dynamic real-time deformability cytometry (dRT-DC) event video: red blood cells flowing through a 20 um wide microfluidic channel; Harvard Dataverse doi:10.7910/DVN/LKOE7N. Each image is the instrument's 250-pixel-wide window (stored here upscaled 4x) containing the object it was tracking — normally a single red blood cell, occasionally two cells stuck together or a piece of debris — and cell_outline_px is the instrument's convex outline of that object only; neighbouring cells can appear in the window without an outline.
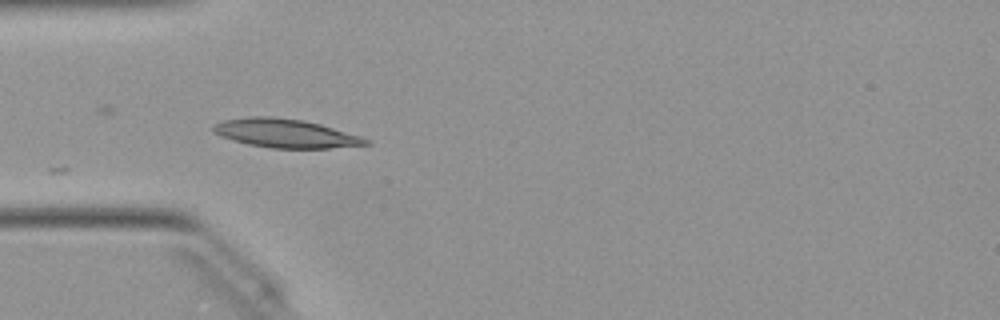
{"species": "Egyptian fruit bat (a non-hibernating species)", "species_latin": "Rousettus aegyptiacus", "temperature_condition": "warm", "stored_images_in_passage": 4, "camera_frame_rate_fps": 3000, "um_per_image_px": 0.085, "animal": {"sex": "female"}, "frame": {"image": 1, "passage_image": 1, "time_ms": 0.0, "image_size_px": [1000, 320], "cell_outline_px": [[372, 144], [328, 148], [272, 148], [248, 144], [232, 140], [220, 136], [212, 132], [212, 124], [224, 120], [248, 116], [272, 116], [304, 120], [320, 124], [360, 136], [368, 140]], "centroid_in_image_um": [24.21, 11.32], "position_along_channel_um": 60.8, "area_um2": 25.55}}
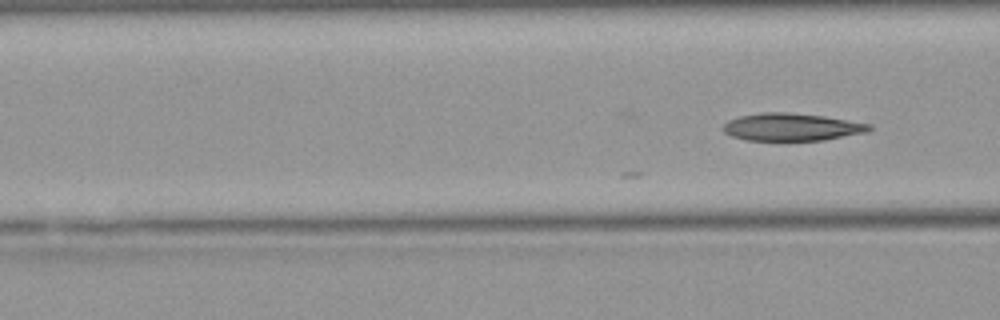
{"frame": {"image": 2, "passage_image": 4, "time_ms": 1.0, "image_size_px": [1000, 320], "cell_outline_px": [[872, 128], [868, 132], [824, 140], [748, 140], [732, 136], [724, 132], [724, 124], [728, 120], [740, 116], [764, 112], [784, 112], [824, 116], [872, 124]], "centroid_in_image_um": [67.33, 10.79], "position_along_channel_um": 99.3, "area_um2": 23.29}}